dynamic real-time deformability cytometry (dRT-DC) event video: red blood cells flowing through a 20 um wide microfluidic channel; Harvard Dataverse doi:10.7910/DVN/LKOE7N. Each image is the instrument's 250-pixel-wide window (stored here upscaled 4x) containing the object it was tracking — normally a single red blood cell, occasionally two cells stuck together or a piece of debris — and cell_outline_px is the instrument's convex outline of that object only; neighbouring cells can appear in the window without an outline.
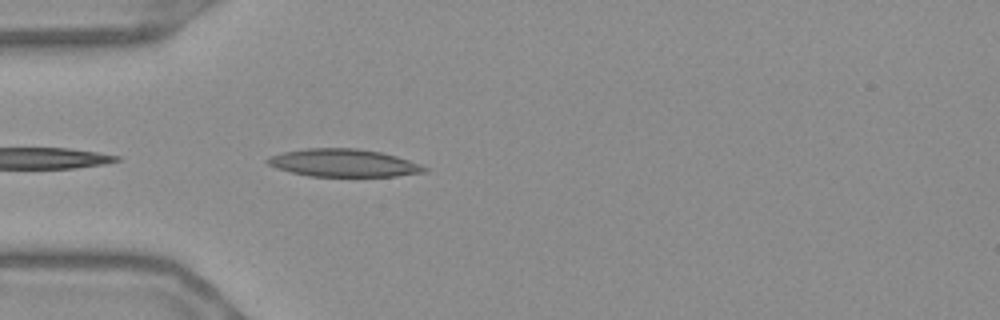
{"species": "Egyptian fruit bat (a non-hibernating species)", "species_latin": "Rousettus aegyptiacus", "temperature_condition": "warm", "stored_images_in_passage": 26, "camera_frame_rate_fps": 3000, "um_per_image_px": 0.085, "frame": {"image": 1, "passage_image": 2, "time_ms": 0.333, "image_size_px": [1000, 320], "cell_outline_px": [[428, 172], [396, 176], [308, 176], [276, 168], [268, 164], [264, 160], [268, 156], [284, 152], [304, 148], [356, 148], [380, 152], [396, 156], [420, 164], [428, 168]], "centroid_in_image_um": [29.19, 13.85], "position_along_channel_um": 55.8, "area_um2": 25.37}}
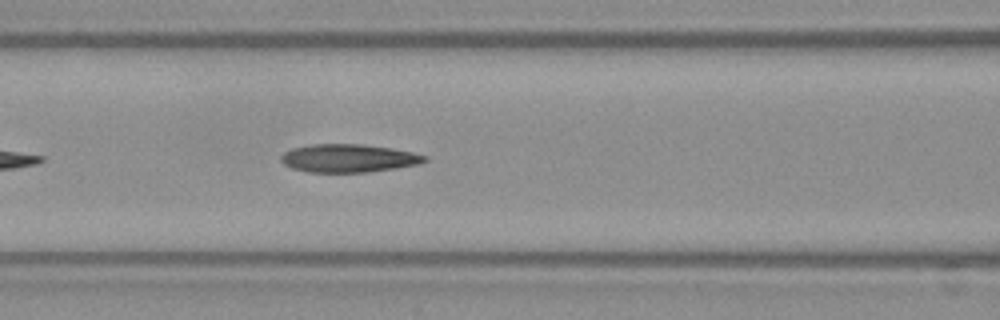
{"frame": {"image": 2, "passage_image": 9, "time_ms": 2.667, "image_size_px": [1000, 320], "cell_outline_px": [[428, 160], [420, 164], [396, 168], [368, 172], [308, 172], [292, 168], [284, 164], [280, 160], [280, 156], [284, 152], [292, 148], [312, 144], [364, 144], [392, 148], [412, 152], [428, 156]], "centroid_in_image_um": [29.64, 13.44], "position_along_channel_um": 137.0, "area_um2": 23.7}}
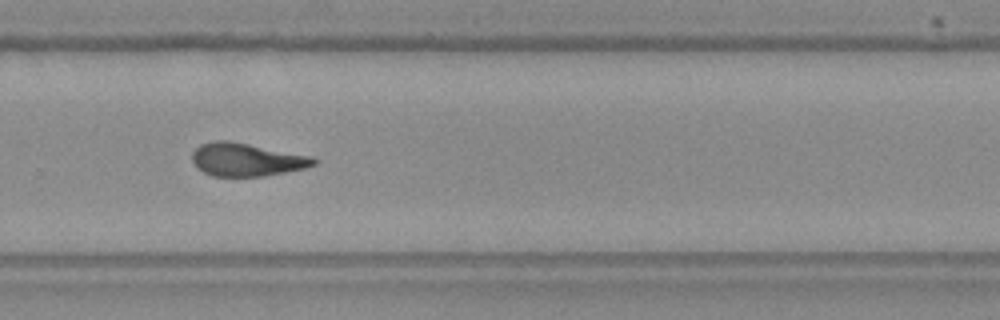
{"frame": {"image": 3, "passage_image": 23, "time_ms": 7.333, "image_size_px": [1000, 320], "cell_outline_px": [[320, 160], [316, 164], [308, 168], [264, 176], [212, 176], [204, 172], [192, 160], [192, 152], [200, 144], [212, 140], [228, 140], [312, 156]], "centroid_in_image_um": [21.0, 13.56], "position_along_channel_um": 308.8, "area_um2": 23.52}}